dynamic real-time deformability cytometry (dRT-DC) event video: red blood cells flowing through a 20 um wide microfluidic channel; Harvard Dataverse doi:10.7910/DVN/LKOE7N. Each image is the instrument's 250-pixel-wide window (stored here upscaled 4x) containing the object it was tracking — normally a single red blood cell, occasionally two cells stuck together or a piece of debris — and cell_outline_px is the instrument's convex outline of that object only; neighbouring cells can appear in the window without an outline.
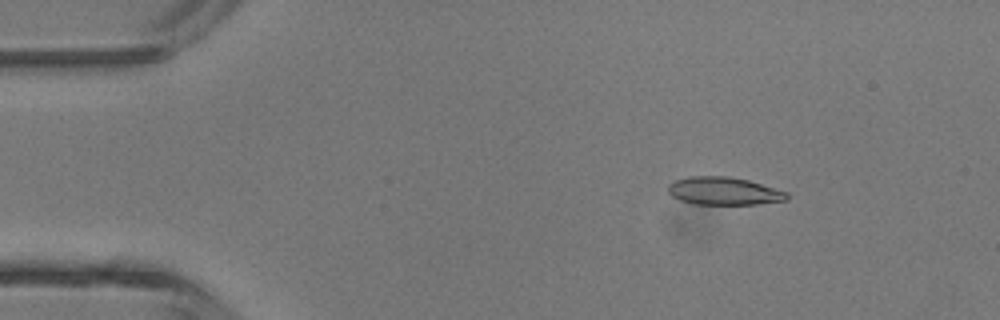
{"species": "common noctule bat (a hibernating species)", "species_latin": "Nyctalus noctula", "temperature_condition": "room temperature", "stored_images_in_passage": 4, "camera_frame_rate_fps": 3000, "um_per_image_px": 0.085, "animal": {"sex": "male", "body_mass_g": 13.3}, "frame": {"image": 1, "passage_image": 4, "time_ms": 4.333, "image_size_px": [1000, 320], "cell_outline_px": [[788, 200], [756, 204], [696, 204], [680, 200], [672, 196], [668, 192], [668, 184], [672, 180], [688, 176], [728, 176], [748, 180], [788, 192]], "centroid_in_image_um": [61.5, 16.23], "position_along_channel_um": 23.5, "area_um2": 19.36}}